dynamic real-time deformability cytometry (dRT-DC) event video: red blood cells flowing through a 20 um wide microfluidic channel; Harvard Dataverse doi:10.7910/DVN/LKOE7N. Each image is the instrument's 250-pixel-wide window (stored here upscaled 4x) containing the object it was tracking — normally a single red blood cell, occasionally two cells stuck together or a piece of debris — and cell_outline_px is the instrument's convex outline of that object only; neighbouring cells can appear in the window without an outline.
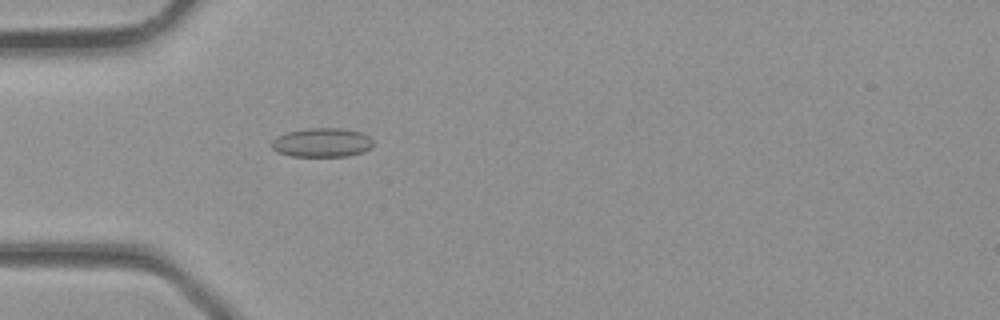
{"species": "common noctule bat (a hibernating species)", "species_latin": "Nyctalus noctula", "temperature_condition": "room temperature", "stored_images_in_passage": 28, "camera_frame_rate_fps": 3000, "um_per_image_px": 0.085, "animal": {"sex": "male", "body_mass_g": 23.1, "forearm_length_mm": 52.7}, "frame": {"image": 1, "passage_image": 4, "time_ms": 1.0, "image_size_px": [1000, 320], "cell_outline_px": [[372, 148], [348, 156], [292, 156], [276, 152], [272, 148], [272, 140], [276, 136], [288, 132], [308, 128], [344, 128], [364, 132], [372, 140]], "centroid_in_image_um": [27.37, 12.11], "position_along_channel_um": 57.6, "area_um2": 17.28}}
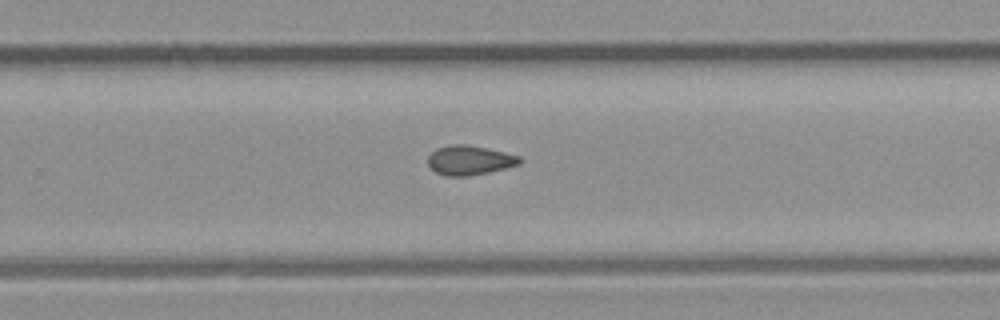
{"frame": {"image": 2, "passage_image": 16, "time_ms": 5.0, "image_size_px": [1000, 320], "cell_outline_px": [[524, 160], [520, 164], [488, 172], [468, 176], [448, 176], [436, 172], [428, 164], [428, 156], [436, 148], [452, 144], [464, 144], [488, 148], [520, 156]], "centroid_in_image_um": [39.93, 13.61], "position_along_channel_um": 289.9, "area_um2": 15.72}}
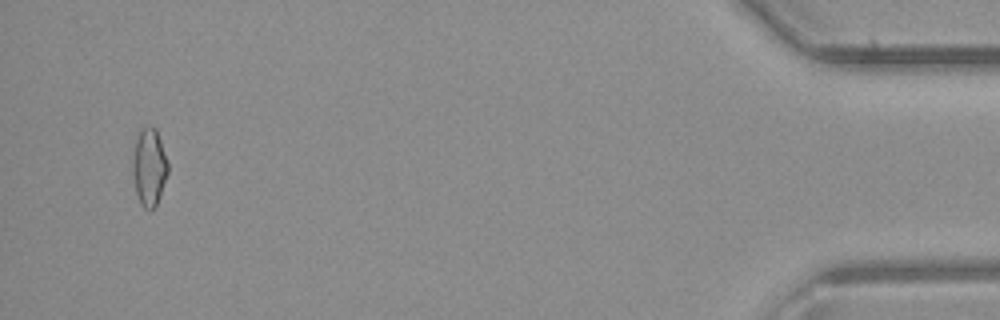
{"frame": {"image": 3, "passage_image": 27, "time_ms": 8.667, "image_size_px": [1000, 320], "cell_outline_px": [[168, 172], [156, 204], [152, 208], [144, 208], [140, 204], [136, 192], [132, 172], [132, 160], [136, 140], [140, 128], [156, 128], [168, 160]], "centroid_in_image_um": [12.67, 14.18], "position_along_channel_um": 422.5, "area_um2": 15.72}}